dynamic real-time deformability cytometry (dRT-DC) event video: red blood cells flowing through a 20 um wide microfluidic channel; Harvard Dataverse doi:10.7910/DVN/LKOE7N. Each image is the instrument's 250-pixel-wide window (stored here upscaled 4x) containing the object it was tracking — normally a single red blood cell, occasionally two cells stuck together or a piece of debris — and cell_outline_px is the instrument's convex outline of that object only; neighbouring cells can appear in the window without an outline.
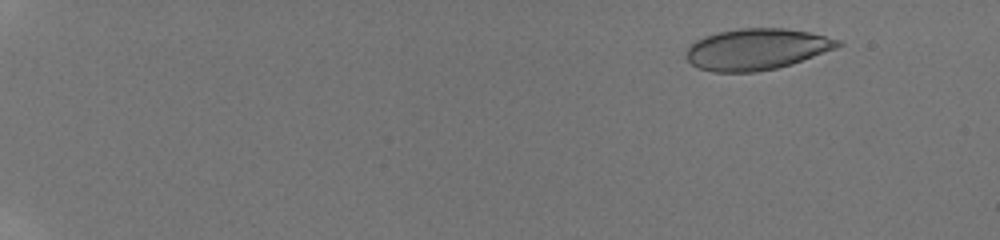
{"species": "human", "species_latin": "Homo sapiens", "temperature_condition": "room temperature", "stored_images_in_passage": 9, "camera_frame_rate_fps": 3000, "um_per_image_px": 0.085, "donor": {"sex": "male"}, "frame": {"image": 1, "passage_image": 4, "time_ms": 2.333, "image_size_px": [1000, 240], "cell_outline_px": [[844, 44], [836, 48], [792, 64], [776, 68], [756, 72], [712, 72], [700, 68], [692, 64], [684, 56], [688, 48], [696, 40], [704, 36], [716, 32], [740, 28], [784, 28], [808, 32], [840, 40]], "centroid_in_image_um": [64.3, 4.18], "position_along_channel_um": 20.7, "area_um2": 36.41}}
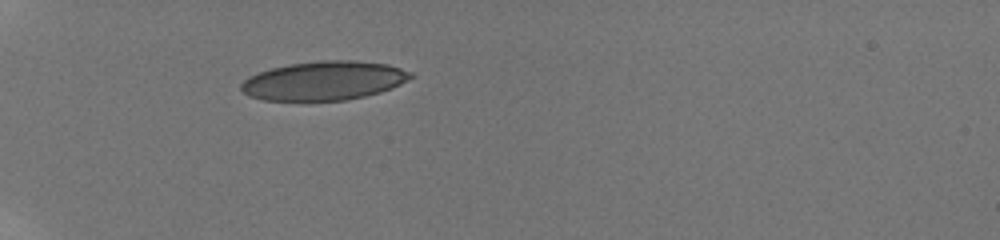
{"frame": {"image": 2, "passage_image": 9, "time_ms": 7.0, "image_size_px": [1000, 240], "cell_outline_px": [[416, 76], [392, 88], [380, 92], [348, 100], [264, 100], [248, 96], [240, 88], [240, 84], [248, 76], [272, 68], [288, 64], [324, 60], [352, 60], [388, 64], [412, 72]], "centroid_in_image_um": [27.56, 6.85], "position_along_channel_um": 57.4, "area_um2": 38.49}}